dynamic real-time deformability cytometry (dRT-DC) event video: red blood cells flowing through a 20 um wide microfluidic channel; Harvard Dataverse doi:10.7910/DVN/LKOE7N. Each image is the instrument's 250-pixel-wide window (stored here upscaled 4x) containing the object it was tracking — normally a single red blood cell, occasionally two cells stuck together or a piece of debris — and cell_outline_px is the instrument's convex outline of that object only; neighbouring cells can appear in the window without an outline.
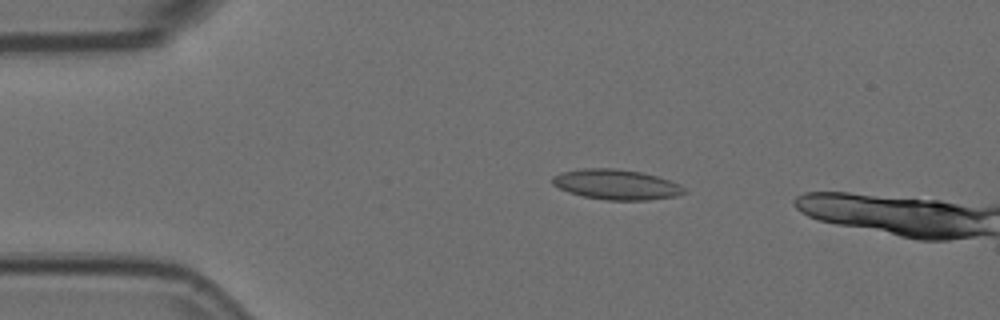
{"species": "Egyptian fruit bat (a non-hibernating species)", "species_latin": "Rousettus aegyptiacus", "temperature_condition": "room temperature", "stored_images_in_passage": 49, "camera_frame_rate_fps": 3000, "um_per_image_px": 0.085, "animal": {"sex": "female"}, "frame": {"image": 1, "passage_image": 10, "time_ms": 3.0, "image_size_px": [1000, 320], "cell_outline_px": [[688, 192], [676, 196], [648, 200], [604, 200], [584, 196], [568, 192], [552, 184], [552, 176], [560, 172], [580, 168], [616, 168], [640, 172], [656, 176], [680, 184]], "centroid_in_image_um": [52.37, 15.68], "position_along_channel_um": 32.6, "area_um2": 23.24}}
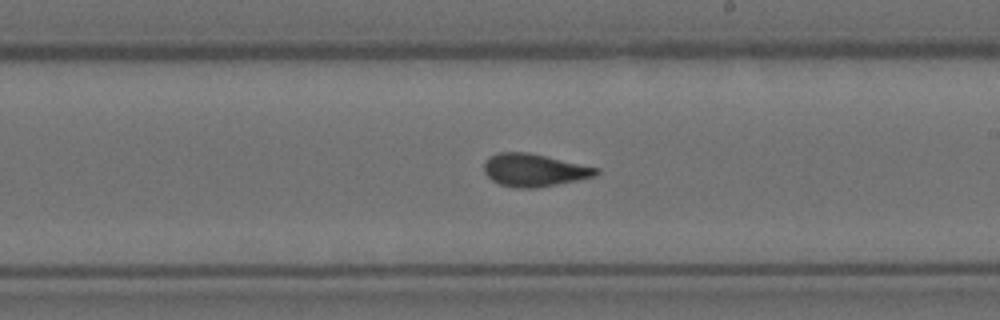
{"frame": {"image": 2, "passage_image": 31, "time_ms": 10.0, "image_size_px": [1000, 320], "cell_outline_px": [[600, 172], [596, 176], [536, 188], [516, 188], [500, 184], [492, 180], [484, 172], [484, 160], [488, 156], [500, 152], [528, 152], [600, 168]], "centroid_in_image_um": [45.39, 14.45], "position_along_channel_um": 243.6, "area_um2": 21.39}}
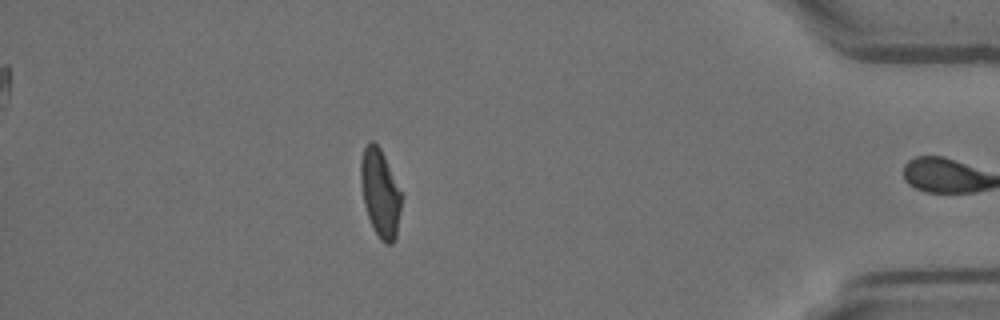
{"frame": {"image": 3, "passage_image": 48, "time_ms": 15.667, "image_size_px": [1000, 320], "cell_outline_px": [[404, 196], [396, 236], [392, 244], [384, 244], [380, 240], [368, 216], [364, 204], [360, 180], [360, 164], [364, 148], [372, 140], [380, 148]], "centroid_in_image_um": [32.34, 16.43], "position_along_channel_um": 402.9, "area_um2": 20.92}, "authors_computed_cell_mechanics": {"area_um2": 21.5016, "velocity_mm_per_s": 3.6206, "shape_relaxation_time_tau1_ms": null, "shape_relaxation_time_tau2_ms": 2.1025, "deformation_change_tau1": null, "deformation_change_tau2": 0.0749}}